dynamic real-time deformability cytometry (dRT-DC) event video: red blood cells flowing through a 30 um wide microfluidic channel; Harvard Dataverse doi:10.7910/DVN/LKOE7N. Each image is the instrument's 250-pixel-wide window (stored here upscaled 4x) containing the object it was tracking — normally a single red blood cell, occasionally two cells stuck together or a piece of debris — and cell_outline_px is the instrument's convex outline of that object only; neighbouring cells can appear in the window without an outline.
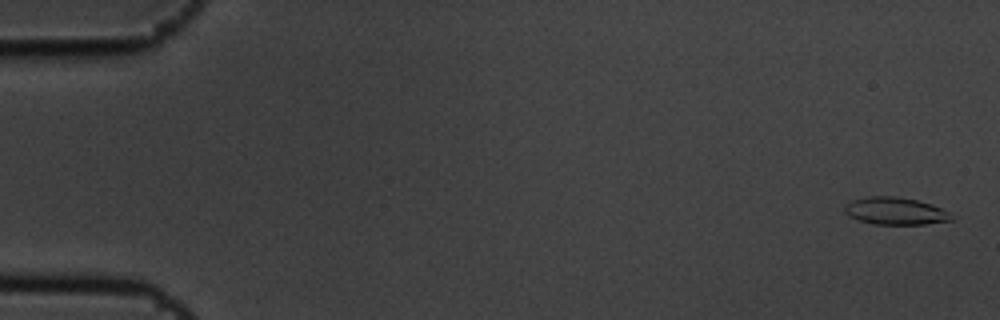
{"species": "common noctule bat (a hibernating species)", "species_latin": "Nyctalus noctula", "temperature_condition": "cold", "stored_images_in_passage": 5, "camera_frame_rate_fps": 3000, "um_per_image_px": 0.085, "animal": {"sex": "male", "body_mass_g": 19.5, "forearm_length_mm": 54.6}, "frame": {"image": 1, "passage_image": 1, "time_ms": 0.0, "image_size_px": [1000, 320], "cell_outline_px": [[956, 220], [924, 224], [872, 224], [848, 216], [844, 212], [844, 208], [852, 200], [868, 196], [892, 196], [916, 200], [932, 204], [956, 216]], "centroid_in_image_um": [76.14, 17.94], "position_along_channel_um": 8.9, "area_um2": 17.05}}
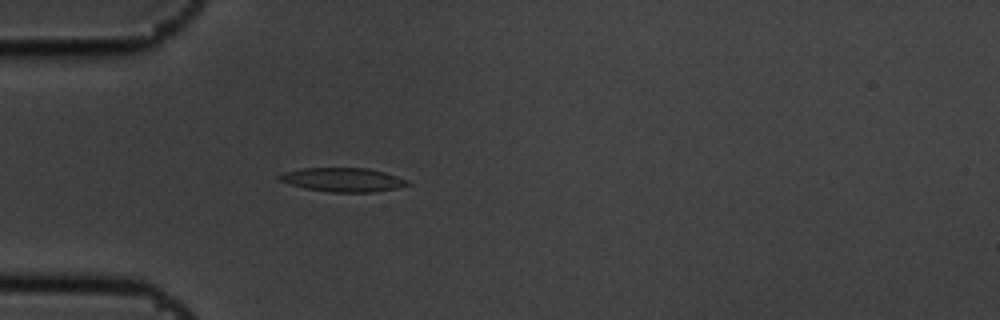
{"frame": {"image": 2, "passage_image": 5, "time_ms": 1.333, "image_size_px": [1000, 320], "cell_outline_px": [[412, 184], [396, 188], [372, 192], [332, 192], [304, 188], [288, 184], [276, 180], [276, 176], [284, 172], [300, 168], [368, 168], [384, 172], [408, 180]], "centroid_in_image_um": [29.09, 15.27], "position_along_channel_um": 55.9, "area_um2": 17.98}}